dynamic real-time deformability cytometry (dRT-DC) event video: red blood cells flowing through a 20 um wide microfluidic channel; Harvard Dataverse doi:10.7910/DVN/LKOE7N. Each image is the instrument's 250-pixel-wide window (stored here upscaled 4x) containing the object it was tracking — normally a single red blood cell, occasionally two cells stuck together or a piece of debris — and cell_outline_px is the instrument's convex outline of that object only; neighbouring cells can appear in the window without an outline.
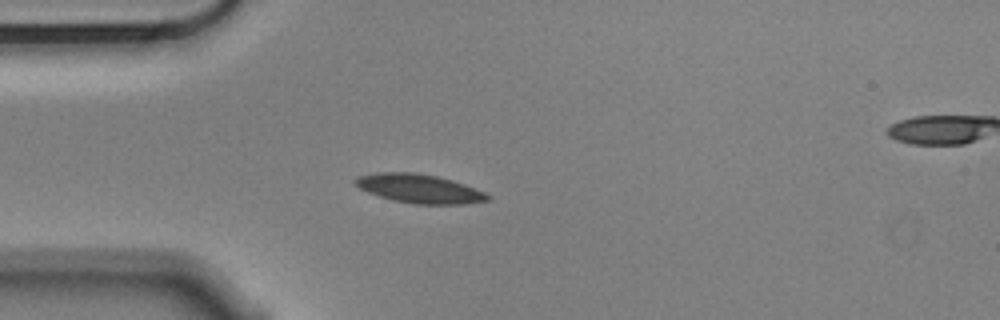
{"species": "Egyptian fruit bat (a non-hibernating species)", "species_latin": "Rousettus aegyptiacus", "temperature_condition": "cold", "stored_images_in_passage": 44, "camera_frame_rate_fps": 3000, "um_per_image_px": 0.085, "animal": {"sex": "male"}, "frame": {"image": 1, "passage_image": 1, "time_ms": 0.0, "image_size_px": [1000, 320], "cell_outline_px": [[492, 200], [468, 204], [412, 204], [392, 200], [368, 192], [360, 188], [352, 180], [360, 176], [376, 172], [412, 172], [436, 176], [452, 180], [464, 184], [484, 192], [492, 196]], "centroid_in_image_um": [35.68, 16.04], "position_along_channel_um": 49.3, "area_um2": 22.31}}
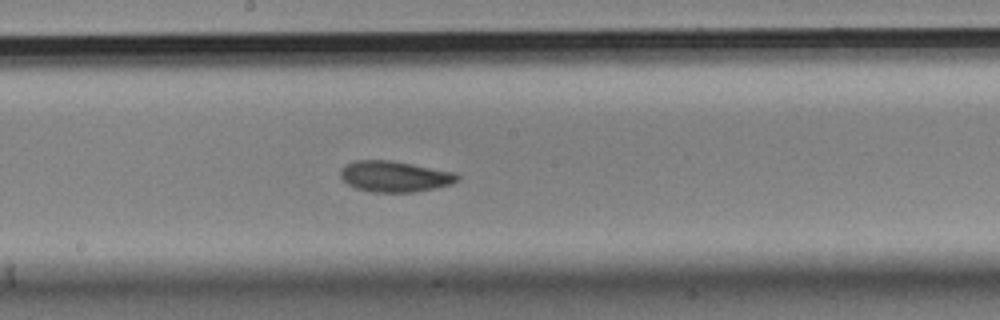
{"frame": {"image": 2, "passage_image": 16, "time_ms": 5.0, "image_size_px": [1000, 320], "cell_outline_px": [[460, 180], [452, 184], [436, 188], [416, 192], [368, 192], [356, 188], [348, 184], [340, 176], [340, 172], [348, 164], [356, 160], [392, 160], [452, 172], [460, 176]], "centroid_in_image_um": [33.57, 15.01], "position_along_channel_um": 214.6, "area_um2": 20.98}}
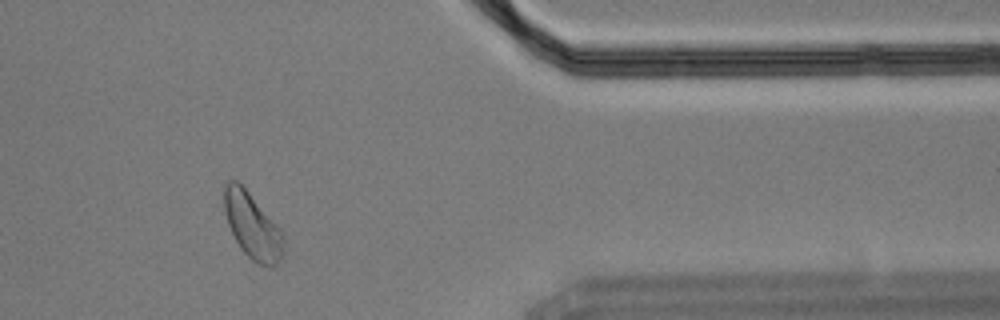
{"frame": {"image": 3, "passage_image": 33, "time_ms": 10.667, "image_size_px": [1000, 320], "cell_outline_px": [[284, 252], [280, 260], [272, 268], [268, 268], [256, 264], [240, 248], [228, 224], [224, 212], [224, 188], [228, 180], [236, 180], [248, 192], [280, 228], [284, 236]], "centroid_in_image_um": [21.47, 19.25], "position_along_channel_um": 389.9, "area_um2": 22.72}, "authors_computed_cell_mechanics": {"area_um2": 21.2993, "velocity_mm_per_s": 3.5005, "shape_relaxation_time_tau1_ms": 4.3572, "shape_relaxation_time_tau2_ms": 4.8558, "deformation_change_tau1": 0.101, "deformation_change_tau2": 0.0715}}